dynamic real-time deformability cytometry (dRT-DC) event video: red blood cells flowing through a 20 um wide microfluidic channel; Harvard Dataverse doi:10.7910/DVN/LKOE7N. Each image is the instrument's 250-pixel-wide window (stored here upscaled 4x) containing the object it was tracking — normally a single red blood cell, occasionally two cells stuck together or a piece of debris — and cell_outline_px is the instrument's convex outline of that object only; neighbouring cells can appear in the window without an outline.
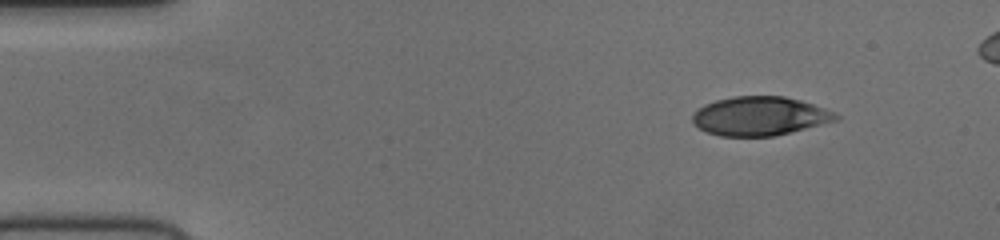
{"species": "human", "species_latin": "Homo sapiens", "temperature_condition": "cold", "stored_images_in_passage": 48, "segment_of_instrument_passage": [1, 2], "camera_frame_rate_fps": 3000, "um_per_image_px": 0.085, "donor": {"sex": "female"}, "frame": {"image": 1, "passage_image": 1, "time_ms": 0.0, "image_size_px": [1000, 240], "cell_outline_px": [[840, 116], [836, 120], [772, 136], [720, 136], [708, 132], [692, 124], [692, 116], [704, 104], [716, 100], [732, 96], [784, 96], [800, 100], [812, 104], [832, 112]], "centroid_in_image_um": [64.52, 9.86], "position_along_channel_um": 20.5, "area_um2": 31.96}}
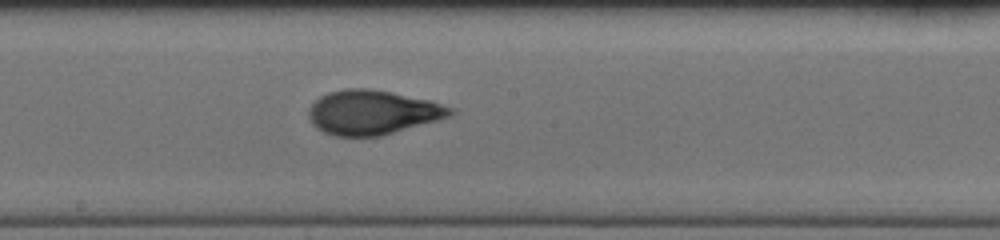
{"frame": {"image": 2, "passage_image": 23, "time_ms": 7.333, "image_size_px": [1000, 240], "cell_outline_px": [[456, 112], [452, 116], [380, 136], [336, 136], [324, 132], [316, 128], [312, 124], [308, 116], [308, 108], [320, 96], [328, 92], [344, 88], [372, 88], [428, 100], [456, 108]], "centroid_in_image_um": [31.66, 9.54], "position_along_channel_um": 216.5, "area_um2": 36.76}}
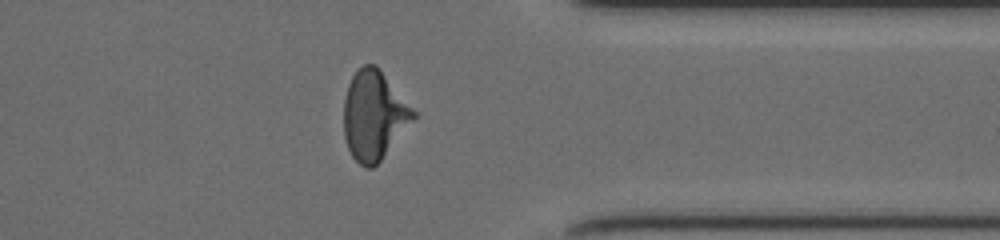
{"frame": {"image": 3, "passage_image": 36, "time_ms": 11.667, "image_size_px": [1000, 240], "cell_outline_px": [[416, 116], [380, 160], [372, 168], [364, 168], [352, 156], [348, 148], [344, 136], [344, 100], [348, 84], [352, 76], [364, 64], [376, 64], [416, 112]], "centroid_in_image_um": [31.76, 9.79], "position_along_channel_um": 379.6, "area_um2": 35.6}}